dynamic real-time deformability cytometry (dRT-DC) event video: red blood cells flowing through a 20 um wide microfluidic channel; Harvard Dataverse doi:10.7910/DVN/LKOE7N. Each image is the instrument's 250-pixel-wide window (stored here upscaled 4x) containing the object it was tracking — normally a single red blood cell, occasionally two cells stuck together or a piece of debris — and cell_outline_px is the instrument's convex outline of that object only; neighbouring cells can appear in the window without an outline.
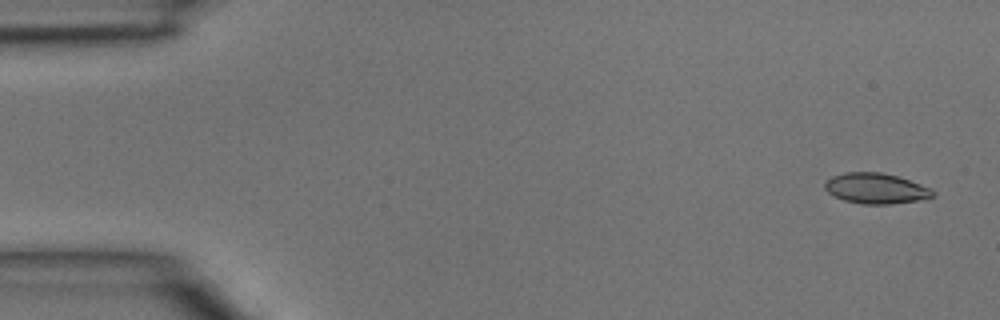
{"species": "common noctule bat (a hibernating species)", "species_latin": "Nyctalus noctula", "temperature_condition": "room temperature", "stored_images_in_passage": 43, "camera_frame_rate_fps": 3000, "um_per_image_px": 0.085, "animal": {"sex": "male", "body_mass_g": 15.6}, "frame": {"image": 1, "passage_image": 1, "time_ms": 0.0, "image_size_px": [1000, 320], "cell_outline_px": [[936, 196], [916, 200], [888, 204], [864, 204], [844, 200], [828, 192], [824, 188], [824, 184], [832, 176], [844, 172], [880, 172], [896, 176], [932, 188], [936, 192]], "centroid_in_image_um": [74.46, 16.01], "position_along_channel_um": 10.5, "area_um2": 19.02}}
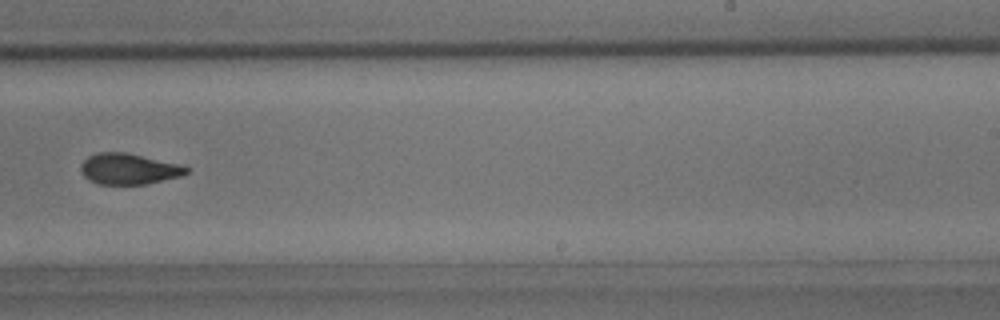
{"frame": {"image": 2, "passage_image": 27, "time_ms": 8.667, "image_size_px": [1000, 320], "cell_outline_px": [[192, 168], [188, 172], [180, 176], [148, 184], [100, 184], [88, 180], [84, 176], [80, 168], [80, 164], [88, 156], [96, 152], [124, 152], [180, 164]], "centroid_in_image_um": [10.94, 14.35], "position_along_channel_um": 278.1, "area_um2": 19.07}}
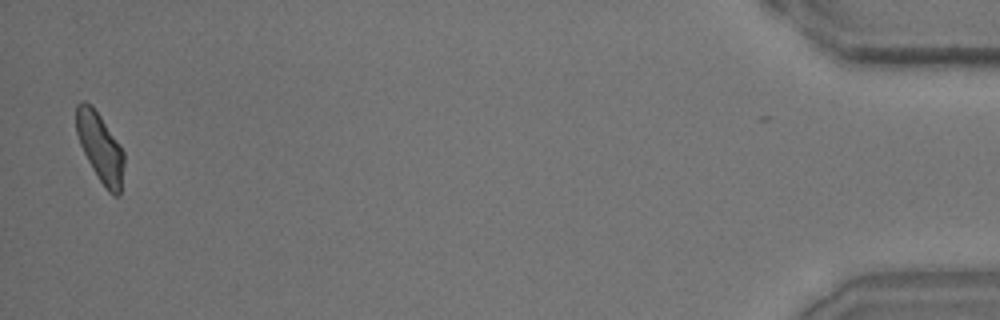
{"frame": {"image": 3, "passage_image": 43, "time_ms": 14.0, "image_size_px": [1000, 320], "cell_outline_px": [[124, 164], [120, 196], [116, 196], [108, 192], [92, 168], [80, 144], [76, 132], [76, 104], [84, 100], [100, 116], [124, 152]], "centroid_in_image_um": [8.52, 12.57], "position_along_channel_um": 426.7, "area_um2": 18.79}}